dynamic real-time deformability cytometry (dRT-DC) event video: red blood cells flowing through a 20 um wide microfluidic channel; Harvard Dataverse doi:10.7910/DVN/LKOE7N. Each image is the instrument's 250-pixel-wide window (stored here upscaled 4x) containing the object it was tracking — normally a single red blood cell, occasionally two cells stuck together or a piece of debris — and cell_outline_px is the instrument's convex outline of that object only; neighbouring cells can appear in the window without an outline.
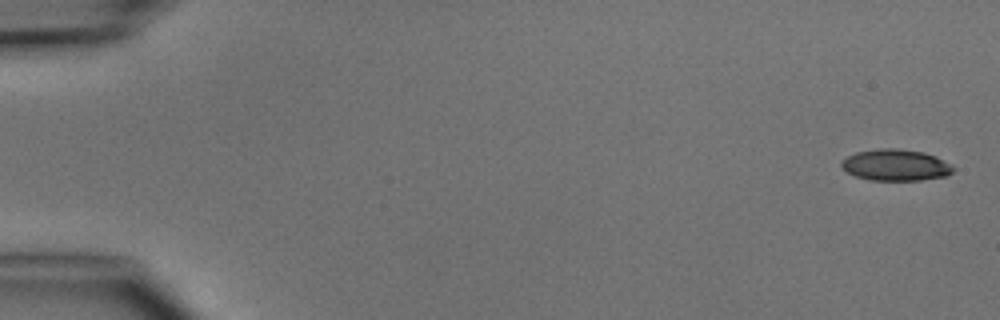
{"species": "common noctule bat (a hibernating species)", "species_latin": "Nyctalus noctula", "temperature_condition": "cold", "stored_images_in_passage": 6, "camera_frame_rate_fps": 3000, "um_per_image_px": 0.085, "animal": {"sex": "male", "body_mass_g": 15.6}, "frame": {"image": 1, "passage_image": 1, "time_ms": 0.0, "image_size_px": [1000, 320], "cell_outline_px": [[956, 168], [948, 176], [920, 180], [868, 180], [856, 176], [848, 172], [840, 164], [840, 160], [856, 152], [880, 148], [896, 148], [924, 152], [936, 156], [952, 164]], "centroid_in_image_um": [76.17, 14.02], "position_along_channel_um": 8.8, "area_um2": 20.63}}
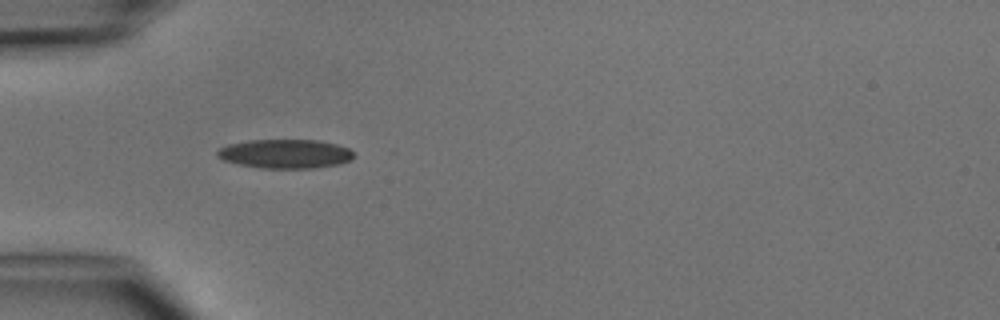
{"frame": {"image": 2, "passage_image": 5, "time_ms": 4.667, "image_size_px": [1000, 320], "cell_outline_px": [[356, 156], [352, 160], [336, 164], [312, 168], [260, 168], [240, 164], [224, 160], [216, 156], [216, 152], [220, 148], [228, 144], [248, 140], [316, 140], [336, 144], [348, 148]], "centroid_in_image_um": [24.24, 13.07], "position_along_channel_um": 60.8, "area_um2": 23.0}}